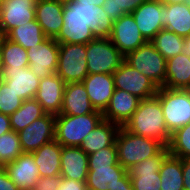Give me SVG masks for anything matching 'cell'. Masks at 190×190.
Masks as SVG:
<instances>
[{
	"instance_id": "9a60e30c",
	"label": "cell",
	"mask_w": 190,
	"mask_h": 190,
	"mask_svg": "<svg viewBox=\"0 0 190 190\" xmlns=\"http://www.w3.org/2000/svg\"><path fill=\"white\" fill-rule=\"evenodd\" d=\"M33 20L35 4L30 0H5L0 5V28L5 34Z\"/></svg>"
},
{
	"instance_id": "7dc6e473",
	"label": "cell",
	"mask_w": 190,
	"mask_h": 190,
	"mask_svg": "<svg viewBox=\"0 0 190 190\" xmlns=\"http://www.w3.org/2000/svg\"><path fill=\"white\" fill-rule=\"evenodd\" d=\"M163 4L185 3L186 0H159Z\"/></svg>"
},
{
	"instance_id": "3957f363",
	"label": "cell",
	"mask_w": 190,
	"mask_h": 190,
	"mask_svg": "<svg viewBox=\"0 0 190 190\" xmlns=\"http://www.w3.org/2000/svg\"><path fill=\"white\" fill-rule=\"evenodd\" d=\"M119 164L127 171L139 162L157 155L165 145L157 139L135 135L123 126L116 137Z\"/></svg>"
},
{
	"instance_id": "4fadbf2b",
	"label": "cell",
	"mask_w": 190,
	"mask_h": 190,
	"mask_svg": "<svg viewBox=\"0 0 190 190\" xmlns=\"http://www.w3.org/2000/svg\"><path fill=\"white\" fill-rule=\"evenodd\" d=\"M29 69L38 78L56 73L58 66L59 44L55 38H46L37 47L27 50Z\"/></svg>"
},
{
	"instance_id": "d4e9b609",
	"label": "cell",
	"mask_w": 190,
	"mask_h": 190,
	"mask_svg": "<svg viewBox=\"0 0 190 190\" xmlns=\"http://www.w3.org/2000/svg\"><path fill=\"white\" fill-rule=\"evenodd\" d=\"M120 125L102 120L94 130L89 132L79 146L87 155L115 143Z\"/></svg>"
},
{
	"instance_id": "7402d4cb",
	"label": "cell",
	"mask_w": 190,
	"mask_h": 190,
	"mask_svg": "<svg viewBox=\"0 0 190 190\" xmlns=\"http://www.w3.org/2000/svg\"><path fill=\"white\" fill-rule=\"evenodd\" d=\"M61 174L62 178L76 181H86L88 169V155L75 146H62L61 152Z\"/></svg>"
},
{
	"instance_id": "d6a6232c",
	"label": "cell",
	"mask_w": 190,
	"mask_h": 190,
	"mask_svg": "<svg viewBox=\"0 0 190 190\" xmlns=\"http://www.w3.org/2000/svg\"><path fill=\"white\" fill-rule=\"evenodd\" d=\"M3 67L23 69L29 66L27 50L20 44L5 38L0 50Z\"/></svg>"
},
{
	"instance_id": "44dd1931",
	"label": "cell",
	"mask_w": 190,
	"mask_h": 190,
	"mask_svg": "<svg viewBox=\"0 0 190 190\" xmlns=\"http://www.w3.org/2000/svg\"><path fill=\"white\" fill-rule=\"evenodd\" d=\"M140 100L131 93L115 89L108 107L103 112L104 120L124 126L138 108Z\"/></svg>"
},
{
	"instance_id": "f907efd6",
	"label": "cell",
	"mask_w": 190,
	"mask_h": 190,
	"mask_svg": "<svg viewBox=\"0 0 190 190\" xmlns=\"http://www.w3.org/2000/svg\"><path fill=\"white\" fill-rule=\"evenodd\" d=\"M56 1H59V2H62L64 4H66L67 2L71 1V0H56Z\"/></svg>"
},
{
	"instance_id": "277c9868",
	"label": "cell",
	"mask_w": 190,
	"mask_h": 190,
	"mask_svg": "<svg viewBox=\"0 0 190 190\" xmlns=\"http://www.w3.org/2000/svg\"><path fill=\"white\" fill-rule=\"evenodd\" d=\"M104 119L103 113L72 116L59 114L55 119V140L62 146L79 147L85 136Z\"/></svg>"
},
{
	"instance_id": "30bf717a",
	"label": "cell",
	"mask_w": 190,
	"mask_h": 190,
	"mask_svg": "<svg viewBox=\"0 0 190 190\" xmlns=\"http://www.w3.org/2000/svg\"><path fill=\"white\" fill-rule=\"evenodd\" d=\"M112 76L115 89L124 90L137 96L141 100L154 97L157 94L158 87L125 61Z\"/></svg>"
},
{
	"instance_id": "8d00e7d4",
	"label": "cell",
	"mask_w": 190,
	"mask_h": 190,
	"mask_svg": "<svg viewBox=\"0 0 190 190\" xmlns=\"http://www.w3.org/2000/svg\"><path fill=\"white\" fill-rule=\"evenodd\" d=\"M23 100L3 81L0 90V113L11 115L22 106Z\"/></svg>"
},
{
	"instance_id": "60d3db41",
	"label": "cell",
	"mask_w": 190,
	"mask_h": 190,
	"mask_svg": "<svg viewBox=\"0 0 190 190\" xmlns=\"http://www.w3.org/2000/svg\"><path fill=\"white\" fill-rule=\"evenodd\" d=\"M0 190H19L4 167L0 168Z\"/></svg>"
},
{
	"instance_id": "d590c367",
	"label": "cell",
	"mask_w": 190,
	"mask_h": 190,
	"mask_svg": "<svg viewBox=\"0 0 190 190\" xmlns=\"http://www.w3.org/2000/svg\"><path fill=\"white\" fill-rule=\"evenodd\" d=\"M145 1L147 0H105L102 9L114 22L122 15L132 13Z\"/></svg>"
},
{
	"instance_id": "816d5d0a",
	"label": "cell",
	"mask_w": 190,
	"mask_h": 190,
	"mask_svg": "<svg viewBox=\"0 0 190 190\" xmlns=\"http://www.w3.org/2000/svg\"><path fill=\"white\" fill-rule=\"evenodd\" d=\"M32 1L34 4H37L40 0H30Z\"/></svg>"
},
{
	"instance_id": "2e32d148",
	"label": "cell",
	"mask_w": 190,
	"mask_h": 190,
	"mask_svg": "<svg viewBox=\"0 0 190 190\" xmlns=\"http://www.w3.org/2000/svg\"><path fill=\"white\" fill-rule=\"evenodd\" d=\"M66 83L53 73L40 79L39 88L34 97L47 114L59 115L62 108Z\"/></svg>"
},
{
	"instance_id": "4dcf8cb0",
	"label": "cell",
	"mask_w": 190,
	"mask_h": 190,
	"mask_svg": "<svg viewBox=\"0 0 190 190\" xmlns=\"http://www.w3.org/2000/svg\"><path fill=\"white\" fill-rule=\"evenodd\" d=\"M45 114L43 107L35 98L24 100L22 106L9 116L11 128L19 132Z\"/></svg>"
},
{
	"instance_id": "7c38bea8",
	"label": "cell",
	"mask_w": 190,
	"mask_h": 190,
	"mask_svg": "<svg viewBox=\"0 0 190 190\" xmlns=\"http://www.w3.org/2000/svg\"><path fill=\"white\" fill-rule=\"evenodd\" d=\"M55 119L46 113L18 132L23 153H32L55 139Z\"/></svg>"
},
{
	"instance_id": "f1b7e54d",
	"label": "cell",
	"mask_w": 190,
	"mask_h": 190,
	"mask_svg": "<svg viewBox=\"0 0 190 190\" xmlns=\"http://www.w3.org/2000/svg\"><path fill=\"white\" fill-rule=\"evenodd\" d=\"M6 38L20 44L24 49L37 47L47 37L43 33L42 27L36 20L15 27L6 34Z\"/></svg>"
},
{
	"instance_id": "83f0119b",
	"label": "cell",
	"mask_w": 190,
	"mask_h": 190,
	"mask_svg": "<svg viewBox=\"0 0 190 190\" xmlns=\"http://www.w3.org/2000/svg\"><path fill=\"white\" fill-rule=\"evenodd\" d=\"M86 186L88 190H108L107 186L115 184L128 171L120 164L88 166Z\"/></svg>"
},
{
	"instance_id": "d6986e66",
	"label": "cell",
	"mask_w": 190,
	"mask_h": 190,
	"mask_svg": "<svg viewBox=\"0 0 190 190\" xmlns=\"http://www.w3.org/2000/svg\"><path fill=\"white\" fill-rule=\"evenodd\" d=\"M37 167L31 153H22L4 168L19 190H31L40 178Z\"/></svg>"
},
{
	"instance_id": "f5cc1de1",
	"label": "cell",
	"mask_w": 190,
	"mask_h": 190,
	"mask_svg": "<svg viewBox=\"0 0 190 190\" xmlns=\"http://www.w3.org/2000/svg\"><path fill=\"white\" fill-rule=\"evenodd\" d=\"M2 84H3V80L0 79V90H1Z\"/></svg>"
},
{
	"instance_id": "ac0fdd59",
	"label": "cell",
	"mask_w": 190,
	"mask_h": 190,
	"mask_svg": "<svg viewBox=\"0 0 190 190\" xmlns=\"http://www.w3.org/2000/svg\"><path fill=\"white\" fill-rule=\"evenodd\" d=\"M95 110L104 112L113 96L115 85L111 74H88L82 81Z\"/></svg>"
},
{
	"instance_id": "ab89813d",
	"label": "cell",
	"mask_w": 190,
	"mask_h": 190,
	"mask_svg": "<svg viewBox=\"0 0 190 190\" xmlns=\"http://www.w3.org/2000/svg\"><path fill=\"white\" fill-rule=\"evenodd\" d=\"M57 190H88L86 181L62 178Z\"/></svg>"
},
{
	"instance_id": "cb8c5ba5",
	"label": "cell",
	"mask_w": 190,
	"mask_h": 190,
	"mask_svg": "<svg viewBox=\"0 0 190 190\" xmlns=\"http://www.w3.org/2000/svg\"><path fill=\"white\" fill-rule=\"evenodd\" d=\"M61 152L62 145L54 139L31 153L38 166L40 177L61 174Z\"/></svg>"
},
{
	"instance_id": "7bdbcfd3",
	"label": "cell",
	"mask_w": 190,
	"mask_h": 190,
	"mask_svg": "<svg viewBox=\"0 0 190 190\" xmlns=\"http://www.w3.org/2000/svg\"><path fill=\"white\" fill-rule=\"evenodd\" d=\"M182 174L185 190H190V158L182 159Z\"/></svg>"
},
{
	"instance_id": "5b68a950",
	"label": "cell",
	"mask_w": 190,
	"mask_h": 190,
	"mask_svg": "<svg viewBox=\"0 0 190 190\" xmlns=\"http://www.w3.org/2000/svg\"><path fill=\"white\" fill-rule=\"evenodd\" d=\"M156 96L170 133L190 123V89L158 88Z\"/></svg>"
},
{
	"instance_id": "ba28073f",
	"label": "cell",
	"mask_w": 190,
	"mask_h": 190,
	"mask_svg": "<svg viewBox=\"0 0 190 190\" xmlns=\"http://www.w3.org/2000/svg\"><path fill=\"white\" fill-rule=\"evenodd\" d=\"M86 44H59L56 74L67 83L82 82L88 73Z\"/></svg>"
},
{
	"instance_id": "bcb514c9",
	"label": "cell",
	"mask_w": 190,
	"mask_h": 190,
	"mask_svg": "<svg viewBox=\"0 0 190 190\" xmlns=\"http://www.w3.org/2000/svg\"><path fill=\"white\" fill-rule=\"evenodd\" d=\"M184 42H185L184 52L187 55H190V34L184 38Z\"/></svg>"
},
{
	"instance_id": "8992f818",
	"label": "cell",
	"mask_w": 190,
	"mask_h": 190,
	"mask_svg": "<svg viewBox=\"0 0 190 190\" xmlns=\"http://www.w3.org/2000/svg\"><path fill=\"white\" fill-rule=\"evenodd\" d=\"M124 60L132 68L150 79L158 88L163 87L167 60L154 48L150 41L128 53Z\"/></svg>"
},
{
	"instance_id": "ee69618b",
	"label": "cell",
	"mask_w": 190,
	"mask_h": 190,
	"mask_svg": "<svg viewBox=\"0 0 190 190\" xmlns=\"http://www.w3.org/2000/svg\"><path fill=\"white\" fill-rule=\"evenodd\" d=\"M11 130L12 128L9 115L0 113V136Z\"/></svg>"
},
{
	"instance_id": "5bb4252c",
	"label": "cell",
	"mask_w": 190,
	"mask_h": 190,
	"mask_svg": "<svg viewBox=\"0 0 190 190\" xmlns=\"http://www.w3.org/2000/svg\"><path fill=\"white\" fill-rule=\"evenodd\" d=\"M140 33L147 41H151L163 26V3L159 0H147L132 13Z\"/></svg>"
},
{
	"instance_id": "c3c4849f",
	"label": "cell",
	"mask_w": 190,
	"mask_h": 190,
	"mask_svg": "<svg viewBox=\"0 0 190 190\" xmlns=\"http://www.w3.org/2000/svg\"><path fill=\"white\" fill-rule=\"evenodd\" d=\"M6 38V34L4 33V31L0 28V50L2 48V44H3V41L5 40Z\"/></svg>"
},
{
	"instance_id": "f35d334b",
	"label": "cell",
	"mask_w": 190,
	"mask_h": 190,
	"mask_svg": "<svg viewBox=\"0 0 190 190\" xmlns=\"http://www.w3.org/2000/svg\"><path fill=\"white\" fill-rule=\"evenodd\" d=\"M60 181V175L40 177L31 190H57Z\"/></svg>"
},
{
	"instance_id": "9c48e42d",
	"label": "cell",
	"mask_w": 190,
	"mask_h": 190,
	"mask_svg": "<svg viewBox=\"0 0 190 190\" xmlns=\"http://www.w3.org/2000/svg\"><path fill=\"white\" fill-rule=\"evenodd\" d=\"M168 155V146H165L157 155L147 158L129 169L133 190H160L159 171Z\"/></svg>"
},
{
	"instance_id": "6da1fadb",
	"label": "cell",
	"mask_w": 190,
	"mask_h": 190,
	"mask_svg": "<svg viewBox=\"0 0 190 190\" xmlns=\"http://www.w3.org/2000/svg\"><path fill=\"white\" fill-rule=\"evenodd\" d=\"M63 26L58 44H87L96 38H109L113 22L102 6L71 0L64 4Z\"/></svg>"
},
{
	"instance_id": "b9f144b4",
	"label": "cell",
	"mask_w": 190,
	"mask_h": 190,
	"mask_svg": "<svg viewBox=\"0 0 190 190\" xmlns=\"http://www.w3.org/2000/svg\"><path fill=\"white\" fill-rule=\"evenodd\" d=\"M107 187L108 190H133L129 172H127L115 184H112L111 186Z\"/></svg>"
},
{
	"instance_id": "f6af8a7d",
	"label": "cell",
	"mask_w": 190,
	"mask_h": 190,
	"mask_svg": "<svg viewBox=\"0 0 190 190\" xmlns=\"http://www.w3.org/2000/svg\"><path fill=\"white\" fill-rule=\"evenodd\" d=\"M82 4H94L95 6H102L105 0H74Z\"/></svg>"
},
{
	"instance_id": "74e56055",
	"label": "cell",
	"mask_w": 190,
	"mask_h": 190,
	"mask_svg": "<svg viewBox=\"0 0 190 190\" xmlns=\"http://www.w3.org/2000/svg\"><path fill=\"white\" fill-rule=\"evenodd\" d=\"M119 164L116 144L104 147L88 155V166Z\"/></svg>"
},
{
	"instance_id": "4316f807",
	"label": "cell",
	"mask_w": 190,
	"mask_h": 190,
	"mask_svg": "<svg viewBox=\"0 0 190 190\" xmlns=\"http://www.w3.org/2000/svg\"><path fill=\"white\" fill-rule=\"evenodd\" d=\"M164 29L186 37L190 34V5L188 3L163 4Z\"/></svg>"
},
{
	"instance_id": "e575fe53",
	"label": "cell",
	"mask_w": 190,
	"mask_h": 190,
	"mask_svg": "<svg viewBox=\"0 0 190 190\" xmlns=\"http://www.w3.org/2000/svg\"><path fill=\"white\" fill-rule=\"evenodd\" d=\"M168 150L175 157L190 158V123L171 133Z\"/></svg>"
},
{
	"instance_id": "db71d44e",
	"label": "cell",
	"mask_w": 190,
	"mask_h": 190,
	"mask_svg": "<svg viewBox=\"0 0 190 190\" xmlns=\"http://www.w3.org/2000/svg\"><path fill=\"white\" fill-rule=\"evenodd\" d=\"M185 3H188L190 5V0H186Z\"/></svg>"
},
{
	"instance_id": "8fae6325",
	"label": "cell",
	"mask_w": 190,
	"mask_h": 190,
	"mask_svg": "<svg viewBox=\"0 0 190 190\" xmlns=\"http://www.w3.org/2000/svg\"><path fill=\"white\" fill-rule=\"evenodd\" d=\"M109 39L124 57L147 42L131 13L124 14L113 22Z\"/></svg>"
},
{
	"instance_id": "e0dca14e",
	"label": "cell",
	"mask_w": 190,
	"mask_h": 190,
	"mask_svg": "<svg viewBox=\"0 0 190 190\" xmlns=\"http://www.w3.org/2000/svg\"><path fill=\"white\" fill-rule=\"evenodd\" d=\"M64 3L56 0H40L35 4V20L47 38H57L62 30Z\"/></svg>"
},
{
	"instance_id": "f546056e",
	"label": "cell",
	"mask_w": 190,
	"mask_h": 190,
	"mask_svg": "<svg viewBox=\"0 0 190 190\" xmlns=\"http://www.w3.org/2000/svg\"><path fill=\"white\" fill-rule=\"evenodd\" d=\"M161 187L160 190H185L182 174V159L168 155L159 171Z\"/></svg>"
},
{
	"instance_id": "484cf974",
	"label": "cell",
	"mask_w": 190,
	"mask_h": 190,
	"mask_svg": "<svg viewBox=\"0 0 190 190\" xmlns=\"http://www.w3.org/2000/svg\"><path fill=\"white\" fill-rule=\"evenodd\" d=\"M163 87L190 89V55L183 52L167 60Z\"/></svg>"
},
{
	"instance_id": "681fc988",
	"label": "cell",
	"mask_w": 190,
	"mask_h": 190,
	"mask_svg": "<svg viewBox=\"0 0 190 190\" xmlns=\"http://www.w3.org/2000/svg\"><path fill=\"white\" fill-rule=\"evenodd\" d=\"M2 75H3V63H2L1 53H0V79H2Z\"/></svg>"
},
{
	"instance_id": "ffe728a7",
	"label": "cell",
	"mask_w": 190,
	"mask_h": 190,
	"mask_svg": "<svg viewBox=\"0 0 190 190\" xmlns=\"http://www.w3.org/2000/svg\"><path fill=\"white\" fill-rule=\"evenodd\" d=\"M2 80L23 101L33 99L36 96L40 84V78L35 76L29 67L23 69L3 67Z\"/></svg>"
},
{
	"instance_id": "836d02e7",
	"label": "cell",
	"mask_w": 190,
	"mask_h": 190,
	"mask_svg": "<svg viewBox=\"0 0 190 190\" xmlns=\"http://www.w3.org/2000/svg\"><path fill=\"white\" fill-rule=\"evenodd\" d=\"M23 153L18 132L13 130L0 136V166L5 167Z\"/></svg>"
},
{
	"instance_id": "603a6c76",
	"label": "cell",
	"mask_w": 190,
	"mask_h": 190,
	"mask_svg": "<svg viewBox=\"0 0 190 190\" xmlns=\"http://www.w3.org/2000/svg\"><path fill=\"white\" fill-rule=\"evenodd\" d=\"M95 111L82 82L66 84L60 114L79 116Z\"/></svg>"
},
{
	"instance_id": "7a4b0ae2",
	"label": "cell",
	"mask_w": 190,
	"mask_h": 190,
	"mask_svg": "<svg viewBox=\"0 0 190 190\" xmlns=\"http://www.w3.org/2000/svg\"><path fill=\"white\" fill-rule=\"evenodd\" d=\"M129 132L152 139H157L165 146L170 143L171 133L166 127L159 98L140 100L138 108L123 126Z\"/></svg>"
},
{
	"instance_id": "1f68e13d",
	"label": "cell",
	"mask_w": 190,
	"mask_h": 190,
	"mask_svg": "<svg viewBox=\"0 0 190 190\" xmlns=\"http://www.w3.org/2000/svg\"><path fill=\"white\" fill-rule=\"evenodd\" d=\"M150 42L166 60L183 53L185 49L184 37L166 29H162Z\"/></svg>"
},
{
	"instance_id": "52a82bcc",
	"label": "cell",
	"mask_w": 190,
	"mask_h": 190,
	"mask_svg": "<svg viewBox=\"0 0 190 190\" xmlns=\"http://www.w3.org/2000/svg\"><path fill=\"white\" fill-rule=\"evenodd\" d=\"M89 74H113L125 61L109 38H96L86 44Z\"/></svg>"
}]
</instances>
